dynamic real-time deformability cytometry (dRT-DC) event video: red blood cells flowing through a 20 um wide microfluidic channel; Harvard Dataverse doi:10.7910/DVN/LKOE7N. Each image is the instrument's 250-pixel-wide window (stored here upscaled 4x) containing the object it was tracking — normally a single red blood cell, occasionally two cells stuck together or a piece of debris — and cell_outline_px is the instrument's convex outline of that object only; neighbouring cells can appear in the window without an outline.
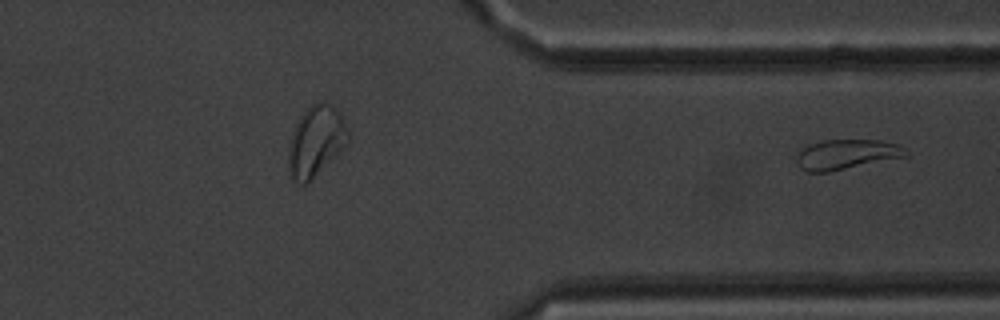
{"species": "common noctule bat (a hibernating species)", "species_latin": "Nyctalus noctula", "temperature_condition": "warm", "stored_images_in_passage": 41, "segment_of_instrument_passage": [2, 2], "camera_frame_rate_fps": 3000, "um_per_image_px": 0.085, "animal": {"sex": "male", "body_mass_g": 20.1, "forearm_length_mm": 53.5}, "frame": {"image": 1, "passage_image": 41, "time_ms": 13.333, "image_size_px": [1000, 320], "cell_outline_px": [[908, 156], [828, 172], [808, 172], [800, 168], [796, 160], [796, 156], [800, 148], [808, 144], [824, 140], [880, 140], [900, 144], [908, 152]], "centroid_in_image_um": [71.94, 13.12], "position_along_channel_um": 339.5, "area_um2": 19.25}}